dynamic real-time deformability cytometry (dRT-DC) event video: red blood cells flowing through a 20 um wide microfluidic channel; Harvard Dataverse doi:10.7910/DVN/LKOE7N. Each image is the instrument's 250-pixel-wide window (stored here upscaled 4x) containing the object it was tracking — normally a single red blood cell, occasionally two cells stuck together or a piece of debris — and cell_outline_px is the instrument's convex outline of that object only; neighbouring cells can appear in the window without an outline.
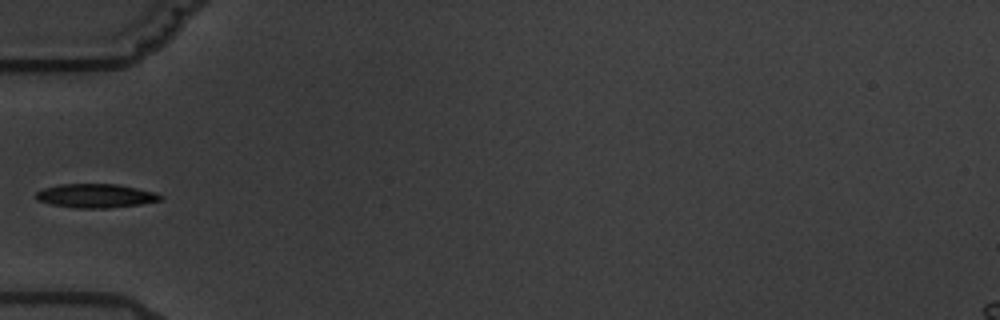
{"species": "common noctule bat (a hibernating species)", "species_latin": "Nyctalus noctula", "temperature_condition": "warm", "stored_images_in_passage": 10, "camera_frame_rate_fps": 3000, "um_per_image_px": 0.085, "animal": {"sex": "male", "body_mass_g": 19.5, "forearm_length_mm": 54.6}, "frame": {"image": 1, "passage_image": 6, "time_ms": 6.0, "image_size_px": [1000, 320], "cell_outline_px": [[164, 200], [140, 204], [108, 208], [76, 208], [52, 204], [36, 200], [32, 196], [36, 192], [44, 188], [60, 184], [116, 184], [156, 192], [164, 196]], "centroid_in_image_um": [8.14, 16.64], "position_along_channel_um": 76.9, "area_um2": 17.46}}
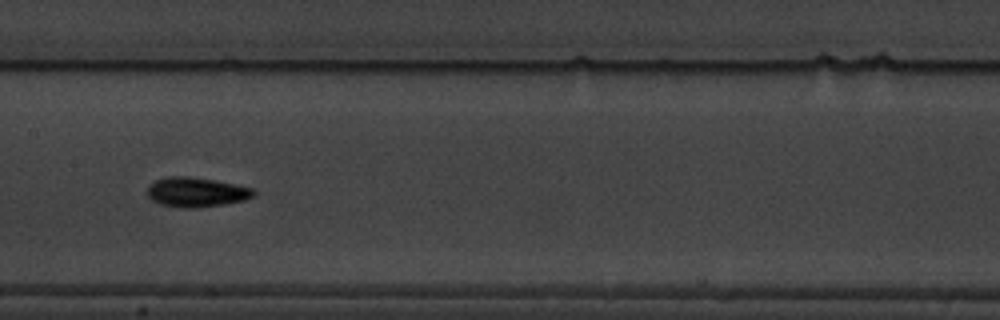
{"frame": {"image": 2, "passage_image": 9, "time_ms": 9.333, "image_size_px": [1000, 320], "cell_outline_px": [[256, 192], [252, 196], [244, 200], [224, 204], [196, 208], [184, 208], [160, 204], [152, 200], [148, 196], [148, 188], [156, 180], [168, 176], [188, 176], [216, 180], [252, 188]], "centroid_in_image_um": [16.69, 16.33], "position_along_channel_um": 190.7, "area_um2": 18.21}}